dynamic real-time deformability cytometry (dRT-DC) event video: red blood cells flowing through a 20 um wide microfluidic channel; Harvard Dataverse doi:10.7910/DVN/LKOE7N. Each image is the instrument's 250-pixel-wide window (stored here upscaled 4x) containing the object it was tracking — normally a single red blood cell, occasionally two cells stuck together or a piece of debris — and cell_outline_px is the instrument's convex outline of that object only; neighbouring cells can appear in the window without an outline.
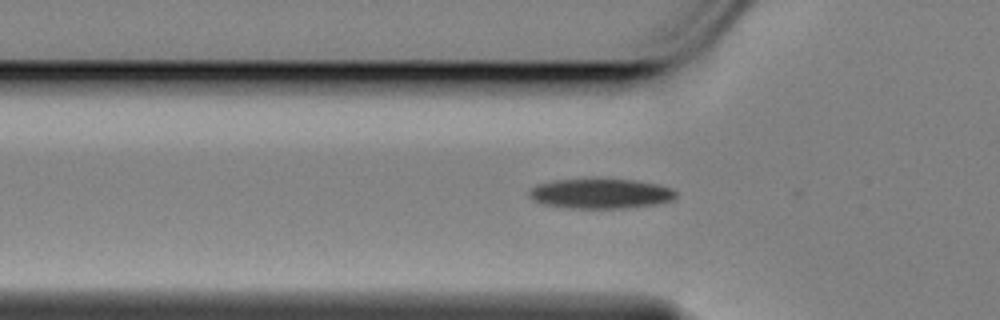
{"species": "Egyptian fruit bat (a non-hibernating species)", "species_latin": "Rousettus aegyptiacus", "temperature_condition": "cold", "stored_images_in_passage": 46, "camera_frame_rate_fps": 3000, "um_per_image_px": 0.085, "animal": {"sex": "female"}, "frame": {"image": 1, "passage_image": 12, "time_ms": 3.667, "image_size_px": [1000, 320], "cell_outline_px": [[676, 196], [672, 200], [656, 204], [620, 208], [572, 208], [544, 204], [528, 196], [528, 192], [532, 188], [540, 184], [556, 180], [632, 180], [656, 184], [672, 188], [676, 192]], "centroid_in_image_um": [51.08, 16.47], "position_along_channel_um": 74.7, "area_um2": 24.91}}
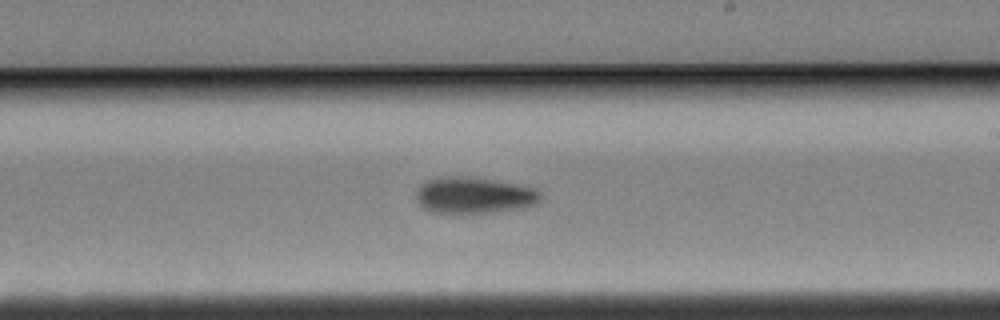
{"frame": {"image": 2, "passage_image": 27, "time_ms": 8.667, "image_size_px": [1000, 320], "cell_outline_px": [[540, 200], [536, 204], [520, 208], [492, 212], [432, 212], [424, 208], [416, 200], [416, 192], [420, 184], [436, 176], [464, 176], [520, 184], [536, 188], [540, 192]], "centroid_in_image_um": [40.28, 16.58], "position_along_channel_um": 248.7, "area_um2": 26.3}}
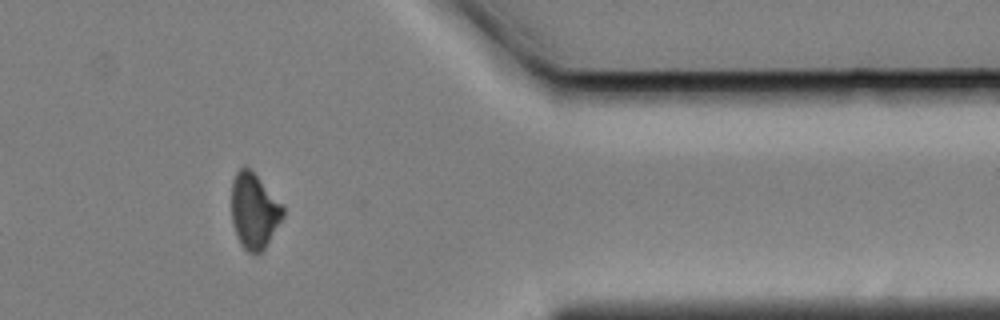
{"frame": {"image": 3, "passage_image": 41, "time_ms": 13.333, "image_size_px": [1000, 320], "cell_outline_px": [[284, 216], [264, 248], [256, 256], [248, 252], [240, 244], [232, 220], [232, 180], [236, 172], [240, 168], [248, 168], [284, 204]], "centroid_in_image_um": [21.61, 17.95], "position_along_channel_um": 389.8, "area_um2": 22.43}, "authors_computed_cell_mechanics": {"area_um2": 24.9407, "velocity_mm_per_s": 3.4577, "shape_relaxation_time_tau1_ms": 3.2767, "shape_relaxation_time_tau2_ms": null, "deformation_change_tau1": 0.1283, "deformation_change_tau2": null}}